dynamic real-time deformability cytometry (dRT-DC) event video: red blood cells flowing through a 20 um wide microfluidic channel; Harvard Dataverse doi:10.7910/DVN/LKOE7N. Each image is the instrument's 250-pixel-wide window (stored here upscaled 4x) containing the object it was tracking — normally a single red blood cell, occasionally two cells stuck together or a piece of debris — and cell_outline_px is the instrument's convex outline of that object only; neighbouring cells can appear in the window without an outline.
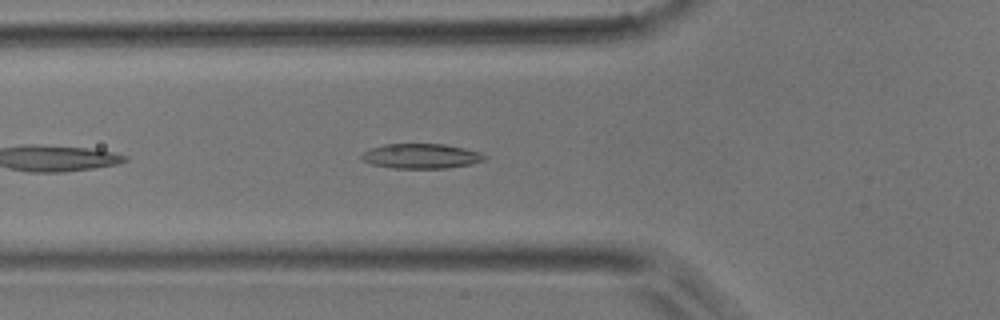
{"species": "common noctule bat (a hibernating species)", "species_latin": "Nyctalus noctula", "temperature_condition": "room temperature", "stored_images_in_passage": 10, "camera_frame_rate_fps": 3000, "um_per_image_px": 0.085, "animal": {"sex": "male", "body_mass_g": 17.9}, "frame": {"image": 1, "passage_image": 5, "time_ms": 1.333, "image_size_px": [1000, 320], "cell_outline_px": [[488, 156], [484, 160], [472, 164], [448, 168], [392, 168], [372, 164], [364, 160], [360, 156], [364, 152], [372, 148], [384, 144], [444, 144], [464, 148], [480, 152]], "centroid_in_image_um": [35.84, 13.27], "position_along_channel_um": 90.0, "area_um2": 17.74}}